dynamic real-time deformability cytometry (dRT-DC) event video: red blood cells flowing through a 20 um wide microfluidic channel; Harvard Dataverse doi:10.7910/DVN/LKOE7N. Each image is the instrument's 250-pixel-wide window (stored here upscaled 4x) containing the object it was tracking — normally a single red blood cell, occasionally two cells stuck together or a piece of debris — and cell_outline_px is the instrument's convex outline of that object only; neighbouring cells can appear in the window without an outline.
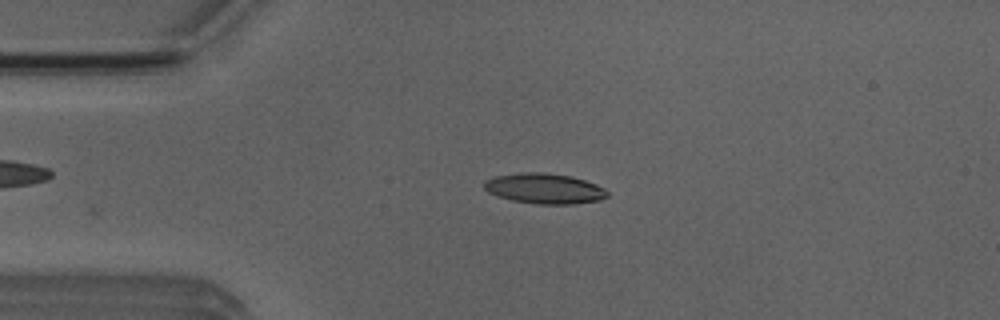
{"species": "Egyptian fruit bat (a non-hibernating species)", "species_latin": "Rousettus aegyptiacus", "temperature_condition": "room temperature", "stored_images_in_passage": 32, "camera_frame_rate_fps": 3000, "um_per_image_px": 0.085, "animal": {"sex": "male"}, "frame": {"image": 1, "passage_image": 2, "time_ms": 0.333, "image_size_px": [1000, 320], "cell_outline_px": [[608, 196], [600, 200], [572, 204], [536, 204], [512, 200], [496, 196], [488, 192], [484, 188], [484, 180], [496, 176], [524, 172], [540, 172], [568, 176], [584, 180], [596, 184], [604, 188], [608, 192]], "centroid_in_image_um": [46.26, 16.03], "position_along_channel_um": 38.7, "area_um2": 21.68}}
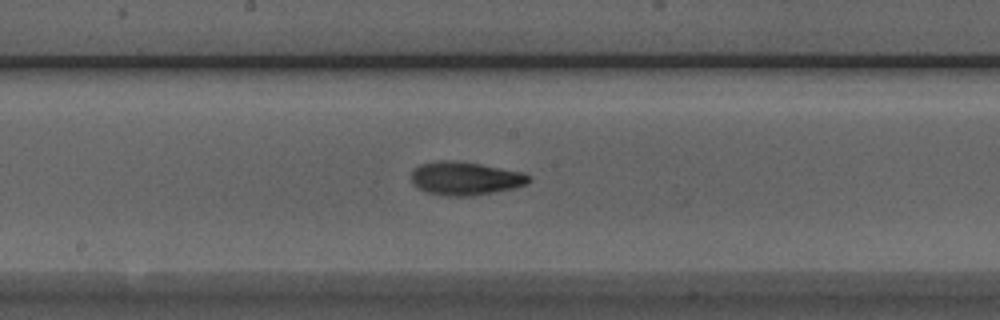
{"frame": {"image": 2, "passage_image": 17, "time_ms": 5.333, "image_size_px": [1000, 320], "cell_outline_px": [[532, 180], [524, 184], [512, 188], [472, 196], [444, 196], [428, 192], [416, 188], [412, 184], [412, 168], [420, 164], [440, 160], [452, 160], [480, 164], [524, 172], [532, 176]], "centroid_in_image_um": [39.52, 15.16], "position_along_channel_um": 208.7, "area_um2": 22.95}}
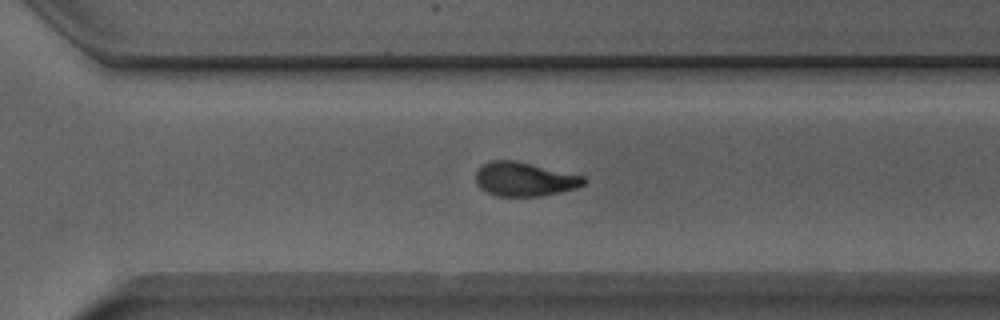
{"frame": {"image": 3, "passage_image": 26, "time_ms": 8.333, "image_size_px": [1000, 320], "cell_outline_px": [[588, 180], [584, 184], [576, 188], [540, 196], [496, 196], [480, 188], [476, 180], [476, 172], [484, 164], [492, 160], [516, 160], [584, 176]], "centroid_in_image_um": [44.59, 15.22], "position_along_channel_um": 326.0, "area_um2": 21.27}, "authors_computed_cell_mechanics": {"area_um2": 21.8773, "velocity_mm_per_s": 3.9223, "shape_relaxation_time_tau1_ms": 4.7796, "shape_relaxation_time_tau2_ms": 2.5171, "deformation_change_tau1": 0.1768, "deformation_change_tau2": 0.0876}}